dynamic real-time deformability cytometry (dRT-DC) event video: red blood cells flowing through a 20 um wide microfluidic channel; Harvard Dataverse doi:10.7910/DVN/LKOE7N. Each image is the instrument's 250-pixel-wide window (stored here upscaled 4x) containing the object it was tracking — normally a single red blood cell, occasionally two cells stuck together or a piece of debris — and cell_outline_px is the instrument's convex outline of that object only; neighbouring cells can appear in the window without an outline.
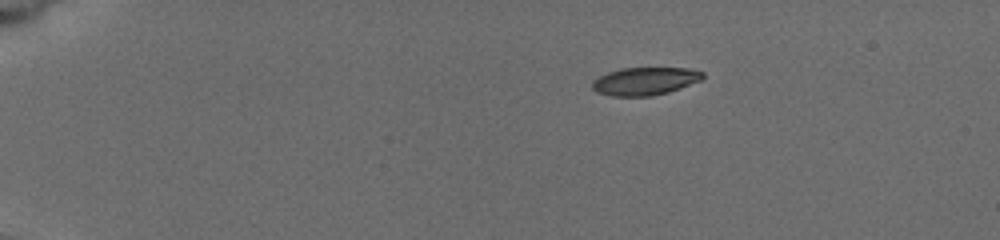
{"species": "common noctule bat (a hibernating species)", "species_latin": "Nyctalus noctula", "temperature_condition": "cold", "stored_images_in_passage": 7, "camera_frame_rate_fps": 3000, "um_per_image_px": 0.085, "animal": {"sex": "female", "body_mass_g": 19.5, "forearm_length_mm": 54.1}, "frame": {"image": 1, "passage_image": 1, "time_ms": 0.0, "image_size_px": [1000, 240], "cell_outline_px": [[704, 76], [700, 80], [680, 88], [668, 92], [652, 96], [612, 96], [596, 92], [592, 88], [592, 80], [608, 72], [620, 68], [688, 68], [704, 72]], "centroid_in_image_um": [54.8, 6.9], "position_along_channel_um": 30.2, "area_um2": 17.92}}
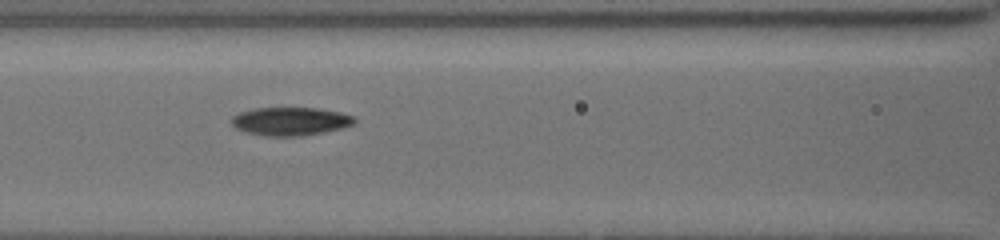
{"frame": {"image": 2, "passage_image": 6, "time_ms": 5.333, "image_size_px": [1000, 240], "cell_outline_px": [[356, 124], [344, 128], [304, 136], [264, 136], [244, 132], [236, 128], [228, 120], [232, 116], [240, 112], [256, 108], [316, 108], [340, 112], [352, 116], [356, 120]], "centroid_in_image_um": [24.67, 10.32], "position_along_channel_um": 141.9, "area_um2": 20.52}}
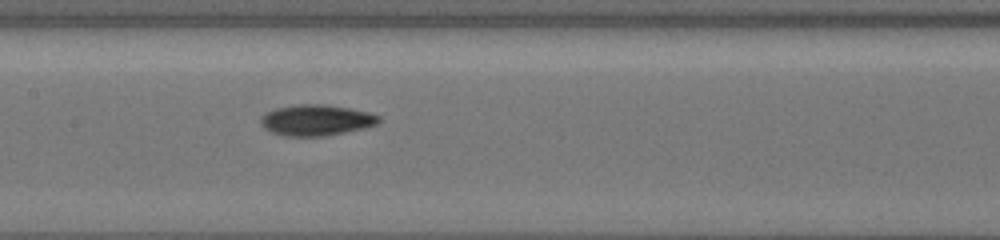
{"frame": {"image": 3, "passage_image": 7, "time_ms": 6.333, "image_size_px": [1000, 240], "cell_outline_px": [[380, 120], [376, 124], [364, 128], [324, 136], [288, 136], [272, 132], [264, 128], [260, 124], [260, 116], [264, 112], [276, 108], [296, 104], [324, 104], [352, 108], [368, 112], [380, 116]], "centroid_in_image_um": [26.85, 10.2], "position_along_channel_um": 180.6, "area_um2": 21.39}}